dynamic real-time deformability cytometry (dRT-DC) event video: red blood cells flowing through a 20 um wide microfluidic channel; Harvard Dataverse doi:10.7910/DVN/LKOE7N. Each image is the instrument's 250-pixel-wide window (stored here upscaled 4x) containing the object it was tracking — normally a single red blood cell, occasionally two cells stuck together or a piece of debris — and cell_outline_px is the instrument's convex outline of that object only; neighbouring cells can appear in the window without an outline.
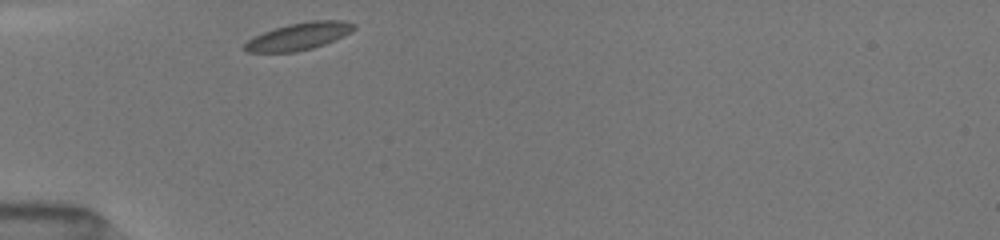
{"species": "common noctule bat (a hibernating species)", "species_latin": "Nyctalus noctula", "temperature_condition": "room temperature", "stored_images_in_passage": 18, "camera_frame_rate_fps": 3000, "um_per_image_px": 0.085, "animal": {"sex": "female", "body_mass_g": 19.5, "forearm_length_mm": 54.1}, "frame": {"image": 1, "passage_image": 1, "time_ms": 0.0, "image_size_px": [1000, 240], "cell_outline_px": [[356, 28], [324, 44], [312, 48], [296, 52], [244, 52], [240, 48], [252, 36], [288, 24], [308, 20], [344, 20], [356, 24]], "centroid_in_image_um": [25.33, 3.08], "position_along_channel_um": 59.7, "area_um2": 17.34}}
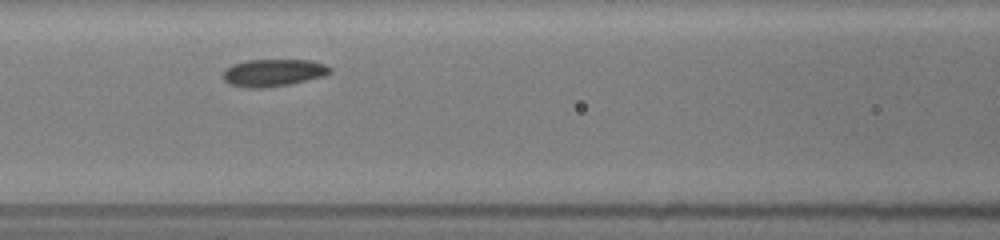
{"frame": {"image": 2, "passage_image": 7, "time_ms": 2.333, "image_size_px": [1000, 240], "cell_outline_px": [[332, 72], [324, 76], [292, 84], [264, 88], [248, 88], [228, 84], [224, 80], [224, 68], [232, 64], [244, 60], [308, 60], [324, 64], [332, 68]], "centroid_in_image_um": [23.22, 6.18], "position_along_channel_um": 143.4, "area_um2": 17.22}}
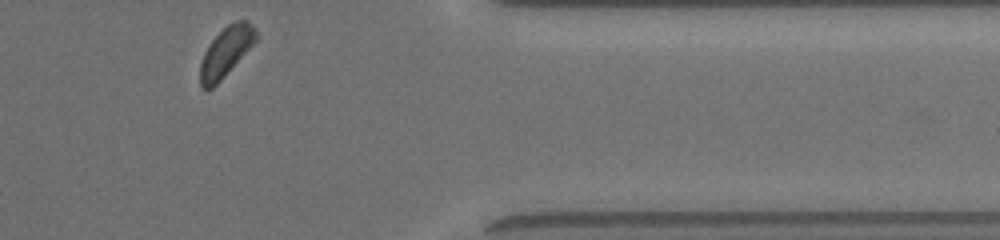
{"frame": {"image": 3, "passage_image": 18, "time_ms": 9.0, "image_size_px": [1000, 240], "cell_outline_px": [[260, 36], [220, 80], [212, 88], [200, 88], [200, 64], [204, 52], [212, 40], [228, 24], [236, 20], [248, 20], [256, 28]], "centroid_in_image_um": [19.23, 4.36], "position_along_channel_um": 392.2, "area_um2": 15.9}, "authors_computed_cell_mechanics": {"area_um2": 17.2822, "velocity_mm_per_s": 3.965, "shape_relaxation_time_tau1_ms": 2.8122, "shape_relaxation_time_tau2_ms": 1.5132, "deformation_change_tau1": 0.0736, "deformation_change_tau2": 0.0467}}